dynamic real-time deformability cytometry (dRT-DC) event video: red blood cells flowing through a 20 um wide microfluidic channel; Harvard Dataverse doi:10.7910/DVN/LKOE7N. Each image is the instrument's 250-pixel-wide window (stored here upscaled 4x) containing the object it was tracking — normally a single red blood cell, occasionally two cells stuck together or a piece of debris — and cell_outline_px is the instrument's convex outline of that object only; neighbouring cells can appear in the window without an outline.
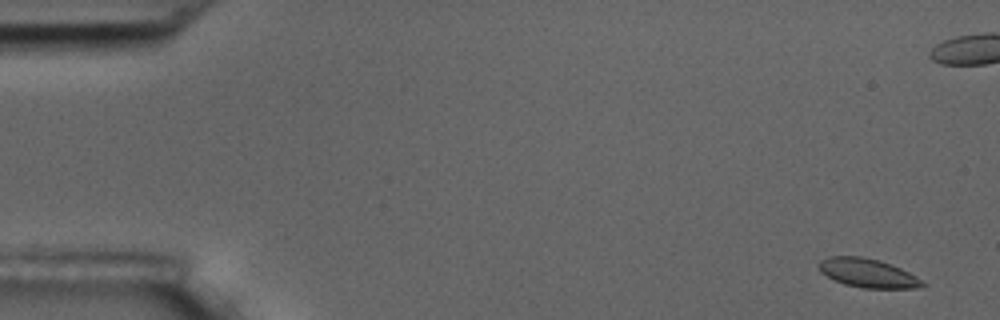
{"species": "common noctule bat (a hibernating species)", "species_latin": "Nyctalus noctula", "temperature_condition": "room temperature", "stored_images_in_passage": 8, "camera_frame_rate_fps": 3000, "um_per_image_px": 0.085, "animal": {"sex": "male", "body_mass_g": 17.5, "forearm_length_mm": 52.3}, "frame": {"image": 1, "passage_image": 1, "time_ms": 0.0, "image_size_px": [1000, 320], "cell_outline_px": [[928, 284], [920, 288], [860, 288], [844, 284], [820, 272], [816, 264], [820, 260], [828, 256], [864, 256], [880, 260], [900, 268], [916, 276]], "centroid_in_image_um": [73.75, 23.2], "position_along_channel_um": 11.3, "area_um2": 17.63}}